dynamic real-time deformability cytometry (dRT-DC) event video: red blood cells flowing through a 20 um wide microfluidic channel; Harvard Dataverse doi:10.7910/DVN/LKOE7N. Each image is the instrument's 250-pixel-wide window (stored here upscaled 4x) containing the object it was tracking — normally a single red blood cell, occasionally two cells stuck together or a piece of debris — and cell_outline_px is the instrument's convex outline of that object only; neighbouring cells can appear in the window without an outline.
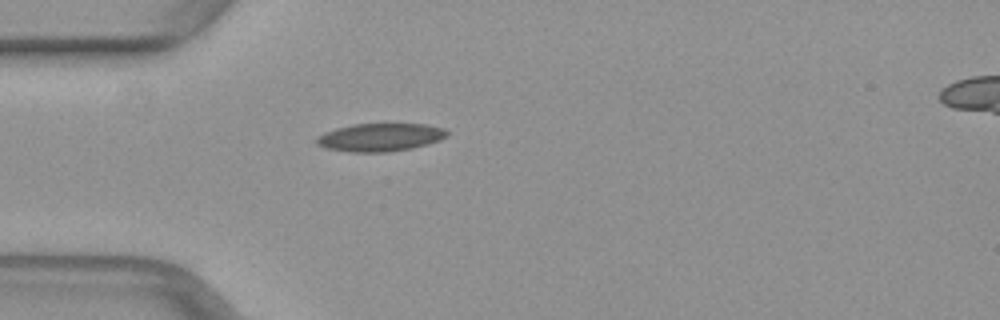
{"species": "common noctule bat (a hibernating species)", "species_latin": "Nyctalus noctula", "temperature_condition": "warm", "stored_images_in_passage": 36, "camera_frame_rate_fps": 3000, "um_per_image_px": 0.085, "animal": {"sex": "female", "body_mass_g": 29.2, "forearm_length_mm": 56.3}, "frame": {"image": 1, "passage_image": 1, "time_ms": 0.0, "image_size_px": [1000, 320], "cell_outline_px": [[448, 136], [440, 140], [428, 144], [412, 148], [388, 152], [352, 152], [324, 148], [316, 144], [316, 136], [324, 132], [336, 128], [352, 124], [424, 124], [444, 128], [448, 132]], "centroid_in_image_um": [32.3, 11.67], "position_along_channel_um": 52.7, "area_um2": 21.44}}
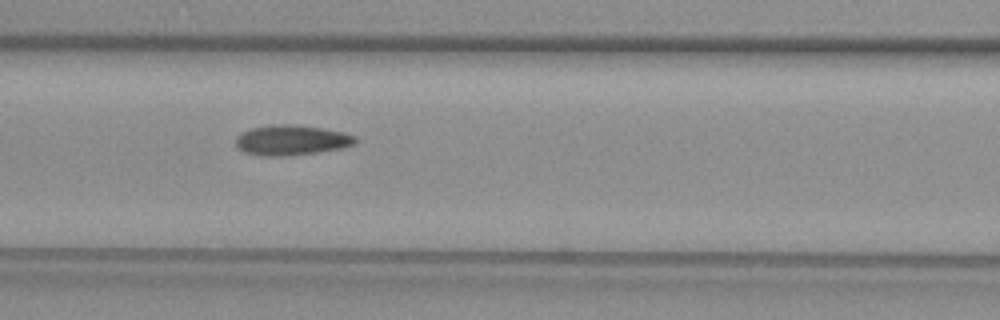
{"frame": {"image": 2, "passage_image": 8, "time_ms": 2.333, "image_size_px": [1000, 320], "cell_outline_px": [[356, 144], [340, 148], [316, 152], [280, 156], [264, 156], [244, 152], [236, 144], [236, 136], [252, 128], [272, 124], [296, 124], [324, 128], [344, 132], [356, 136]], "centroid_in_image_um": [24.8, 11.89], "position_along_channel_um": 141.8, "area_um2": 20.92}}
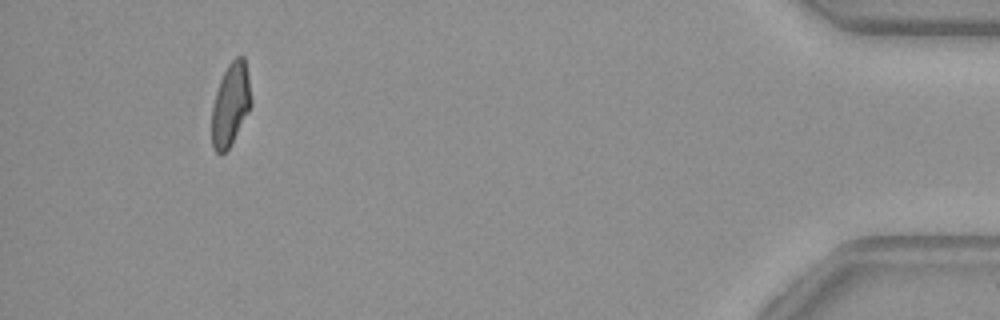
{"frame": {"image": 3, "passage_image": 33, "time_ms": 10.667, "image_size_px": [1000, 320], "cell_outline_px": [[252, 104], [228, 148], [220, 156], [212, 148], [212, 104], [220, 80], [228, 64], [236, 56], [244, 56], [248, 76], [252, 100]], "centroid_in_image_um": [19.58, 8.86], "position_along_channel_um": 415.6, "area_um2": 18.79}}